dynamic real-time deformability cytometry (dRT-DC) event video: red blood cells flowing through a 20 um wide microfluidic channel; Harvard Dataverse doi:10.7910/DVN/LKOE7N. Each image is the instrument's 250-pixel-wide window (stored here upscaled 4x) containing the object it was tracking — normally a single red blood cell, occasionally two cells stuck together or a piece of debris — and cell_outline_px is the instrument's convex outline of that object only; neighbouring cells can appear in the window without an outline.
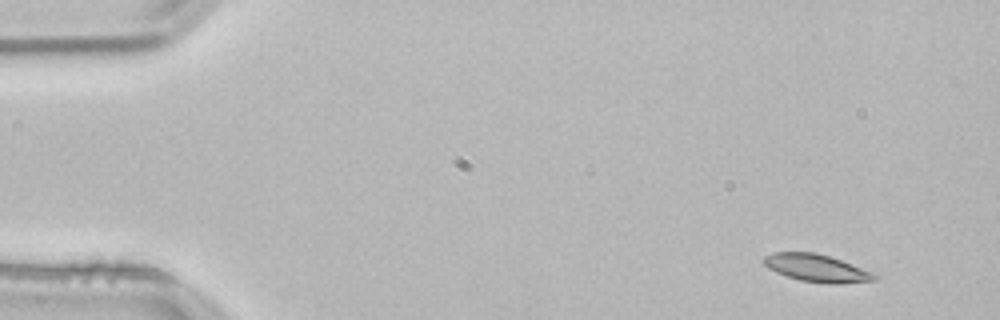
{"species": "common noctule bat (a hibernating species)", "species_latin": "Nyctalus noctula", "temperature_condition": "room temperature", "stored_images_in_passage": 50, "camera_frame_rate_fps": 3000, "um_per_image_px": 0.085, "animal": {"sex": "male", "body_mass_g": 21.5, "forearm_length_mm": 52.0}, "frame": {"image": 1, "passage_image": 1, "time_ms": 0.0, "image_size_px": [1000, 320], "cell_outline_px": [[880, 276], [876, 280], [840, 284], [828, 284], [800, 280], [776, 272], [768, 268], [764, 264], [764, 256], [772, 252], [816, 252], [840, 260], [872, 272]], "centroid_in_image_um": [69.42, 22.79], "position_along_channel_um": 15.6, "area_um2": 17.69}}
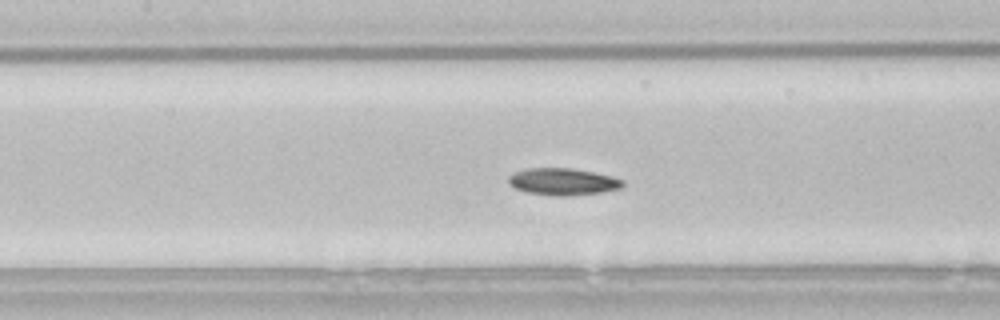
{"frame": {"image": 2, "passage_image": 21, "time_ms": 6.667, "image_size_px": [1000, 320], "cell_outline_px": [[624, 184], [620, 188], [600, 192], [564, 196], [556, 196], [528, 192], [516, 188], [508, 184], [508, 176], [516, 172], [528, 168], [572, 168], [612, 176], [624, 180]], "centroid_in_image_um": [47.84, 15.43], "position_along_channel_um": 159.6, "area_um2": 17.74}}
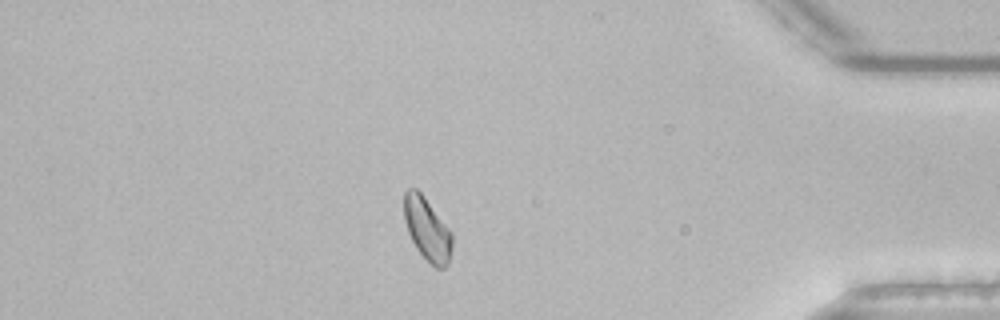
{"frame": {"image": 3, "passage_image": 43, "time_ms": 14.0, "image_size_px": [1000, 320], "cell_outline_px": [[452, 248], [448, 264], [444, 268], [436, 268], [416, 248], [408, 232], [404, 220], [404, 192], [408, 188], [416, 188], [424, 196], [452, 232]], "centroid_in_image_um": [36.31, 19.46], "position_along_channel_um": 398.9, "area_um2": 17.51}, "authors_computed_cell_mechanics": {"area_um2": 17.5423, "velocity_mm_per_s": 3.7941, "shape_relaxation_time_tau1_ms": 7.8917, "shape_relaxation_time_tau2_ms": 4.0516, "deformation_change_tau1": 0.1167, "deformation_change_tau2": 0.093}}